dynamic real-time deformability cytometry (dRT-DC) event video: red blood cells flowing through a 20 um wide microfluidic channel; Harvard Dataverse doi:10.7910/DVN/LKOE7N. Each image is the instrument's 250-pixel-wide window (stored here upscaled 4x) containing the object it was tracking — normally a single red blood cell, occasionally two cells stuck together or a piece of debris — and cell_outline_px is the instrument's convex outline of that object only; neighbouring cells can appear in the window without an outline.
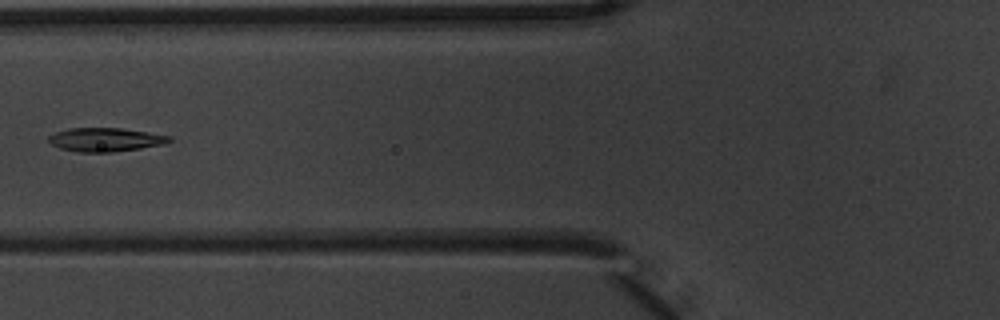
{"species": "common noctule bat (a hibernating species)", "species_latin": "Nyctalus noctula", "temperature_condition": "warm", "stored_images_in_passage": 6, "camera_frame_rate_fps": 3000, "um_per_image_px": 0.085, "animal": {"sex": "male", "body_mass_g": 20.1, "forearm_length_mm": 53.5}, "frame": {"image": 1, "passage_image": 6, "time_ms": 1.667, "image_size_px": [1000, 320], "cell_outline_px": [[172, 140], [164, 144], [140, 148], [112, 152], [76, 152], [60, 148], [52, 144], [48, 140], [48, 136], [56, 132], [68, 128], [120, 128], [148, 132], [172, 136]], "centroid_in_image_um": [8.96, 11.87], "position_along_channel_um": 116.8, "area_um2": 16.65}}